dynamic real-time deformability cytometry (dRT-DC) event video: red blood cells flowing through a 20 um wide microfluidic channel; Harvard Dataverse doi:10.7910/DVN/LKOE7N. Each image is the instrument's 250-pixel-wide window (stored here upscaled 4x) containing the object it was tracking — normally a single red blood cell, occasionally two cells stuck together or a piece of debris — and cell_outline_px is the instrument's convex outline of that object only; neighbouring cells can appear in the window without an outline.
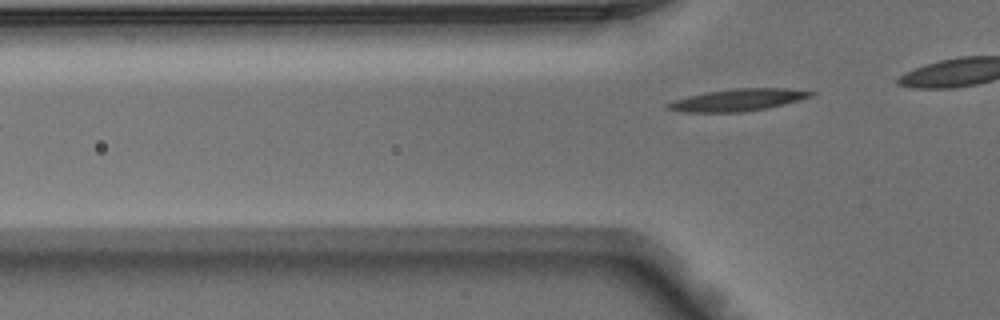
{"species": "Egyptian fruit bat (a non-hibernating species)", "species_latin": "Rousettus aegyptiacus", "temperature_condition": "warm", "stored_images_in_passage": 6, "camera_frame_rate_fps": 3000, "um_per_image_px": 0.085, "animal": {"sex": "male"}, "frame": {"image": 1, "passage_image": 6, "time_ms": 1.667, "image_size_px": [1000, 320], "cell_outline_px": [[816, 92], [812, 96], [784, 104], [744, 112], [680, 112], [668, 108], [668, 104], [672, 100], [688, 96], [708, 92], [736, 88], [784, 88]], "centroid_in_image_um": [62.71, 8.49], "position_along_channel_um": 63.1, "area_um2": 18.09}}